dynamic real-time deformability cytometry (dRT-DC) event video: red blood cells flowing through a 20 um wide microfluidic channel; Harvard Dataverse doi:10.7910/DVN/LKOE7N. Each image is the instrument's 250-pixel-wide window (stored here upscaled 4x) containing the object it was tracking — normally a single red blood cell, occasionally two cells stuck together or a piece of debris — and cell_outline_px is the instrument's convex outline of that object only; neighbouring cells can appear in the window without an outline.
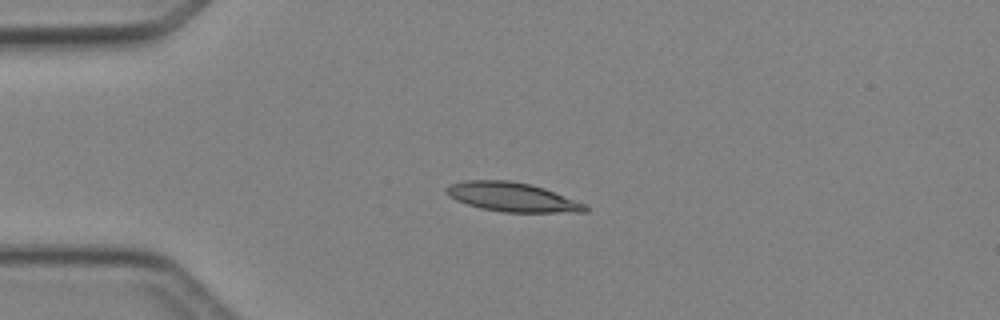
{"species": "Egyptian fruit bat (a non-hibernating species)", "species_latin": "Rousettus aegyptiacus", "temperature_condition": "cold", "stored_images_in_passage": 6, "camera_frame_rate_fps": 3000, "um_per_image_px": 0.085, "animal": {"sex": "female"}, "frame": {"image": 1, "passage_image": 2, "time_ms": 1.333, "image_size_px": [1000, 320], "cell_outline_px": [[588, 212], [504, 212], [480, 208], [456, 200], [448, 196], [444, 192], [444, 188], [448, 184], [464, 180], [508, 180], [528, 184], [544, 188], [588, 204]], "centroid_in_image_um": [43.52, 16.75], "position_along_channel_um": 41.5, "area_um2": 23.76}}
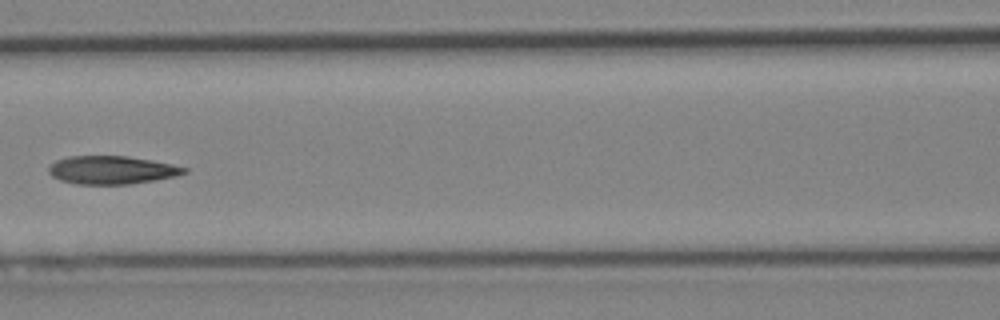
{"frame": {"image": 2, "passage_image": 5, "time_ms": 4.667, "image_size_px": [1000, 320], "cell_outline_px": [[188, 172], [176, 176], [156, 180], [128, 184], [76, 184], [60, 180], [52, 176], [48, 172], [48, 168], [56, 160], [68, 156], [128, 156], [172, 164], [188, 168]], "centroid_in_image_um": [9.5, 14.45], "position_along_channel_um": 157.1, "area_um2": 22.25}}
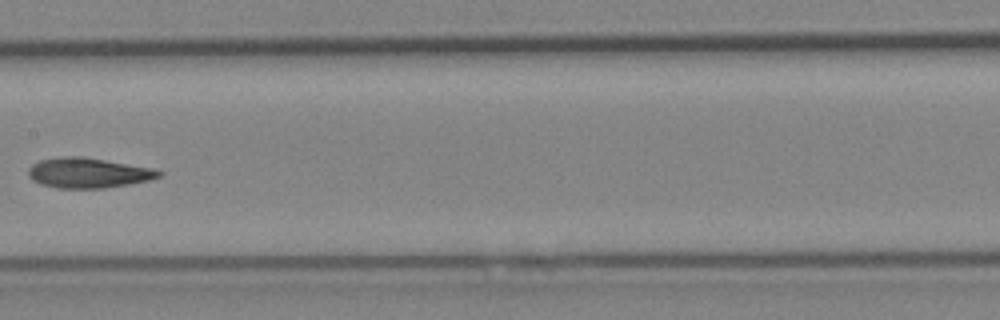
{"frame": {"image": 3, "passage_image": 6, "time_ms": 5.667, "image_size_px": [1000, 320], "cell_outline_px": [[164, 172], [160, 176], [148, 180], [128, 184], [104, 188], [56, 188], [40, 184], [32, 180], [28, 176], [28, 168], [32, 164], [40, 160], [64, 156], [80, 156], [104, 160], [148, 168]], "centroid_in_image_um": [7.42, 14.7], "position_along_channel_um": 200.0, "area_um2": 22.6}}